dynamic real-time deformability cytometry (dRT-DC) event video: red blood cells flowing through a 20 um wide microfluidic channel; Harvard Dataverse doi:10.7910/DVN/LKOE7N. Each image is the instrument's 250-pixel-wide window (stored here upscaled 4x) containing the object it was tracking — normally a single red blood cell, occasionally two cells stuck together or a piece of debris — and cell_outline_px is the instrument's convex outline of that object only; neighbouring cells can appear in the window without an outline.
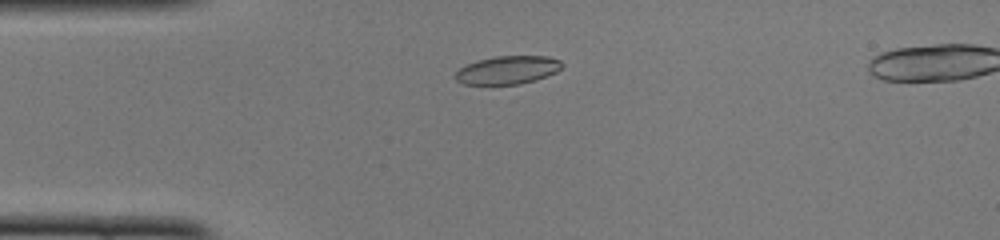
{"species": "common noctule bat (a hibernating species)", "species_latin": "Nyctalus noctula", "temperature_condition": "cold", "stored_images_in_passage": 44, "camera_frame_rate_fps": 3000, "um_per_image_px": 0.085, "animal": {"sex": "female", "body_mass_g": 22.0, "forearm_length_mm": 56.7}, "frame": {"image": 1, "passage_image": 8, "time_ms": 2.333, "image_size_px": [1000, 240], "cell_outline_px": [[564, 64], [556, 72], [536, 80], [520, 84], [464, 84], [456, 80], [452, 76], [460, 68], [468, 64], [480, 60], [496, 56], [548, 56], [560, 60]], "centroid_in_image_um": [43.16, 5.95], "position_along_channel_um": 41.8, "area_um2": 17.46}}
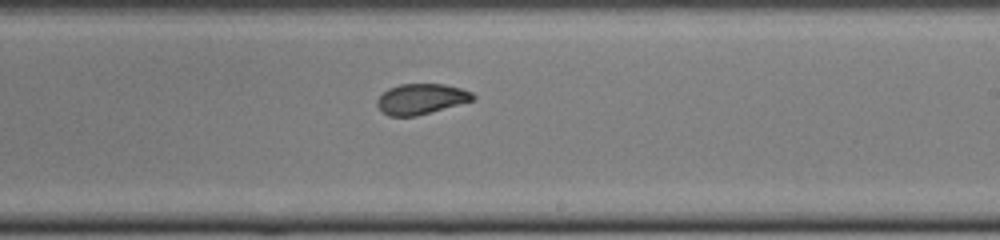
{"frame": {"image": 2, "passage_image": 25, "time_ms": 8.0, "image_size_px": [1000, 240], "cell_outline_px": [[476, 96], [472, 100], [416, 116], [388, 116], [376, 104], [376, 100], [388, 88], [400, 84], [444, 84], [460, 88], [472, 92]], "centroid_in_image_um": [35.77, 8.4], "position_along_channel_um": 253.2, "area_um2": 16.76}}
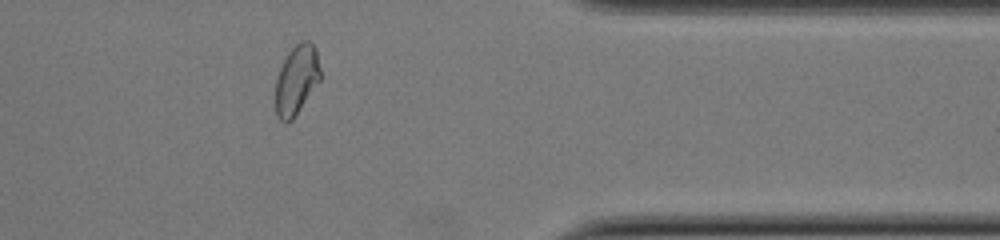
{"frame": {"image": 3, "passage_image": 36, "time_ms": 11.667, "image_size_px": [1000, 240], "cell_outline_px": [[320, 80], [292, 120], [284, 124], [276, 116], [276, 80], [280, 68], [288, 52], [300, 40], [308, 40], [316, 48], [320, 68]], "centroid_in_image_um": [25.2, 6.78], "position_along_channel_um": 386.2, "area_um2": 18.09}, "authors_computed_cell_mechanics": {"area_um2": 17.7446, "velocity_mm_per_s": 4.0806, "shape_relaxation_time_tau1_ms": 8.9826, "shape_relaxation_time_tau2_ms": 1.0452, "deformation_change_tau1": 0.1869, "deformation_change_tau2": 0.0453}}